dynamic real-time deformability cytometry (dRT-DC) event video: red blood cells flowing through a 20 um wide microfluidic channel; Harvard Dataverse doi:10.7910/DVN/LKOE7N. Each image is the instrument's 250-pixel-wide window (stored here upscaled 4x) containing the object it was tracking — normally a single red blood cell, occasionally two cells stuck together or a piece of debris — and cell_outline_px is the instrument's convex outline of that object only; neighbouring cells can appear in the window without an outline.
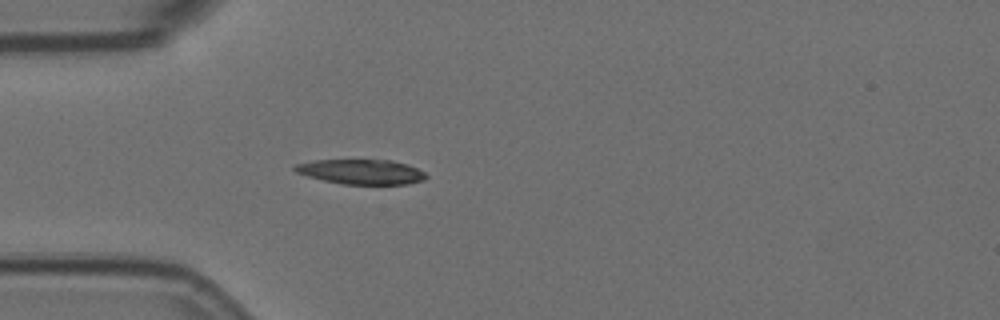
{"species": "Egyptian fruit bat (a non-hibernating species)", "species_latin": "Rousettus aegyptiacus", "temperature_condition": "room temperature", "stored_images_in_passage": 4, "camera_frame_rate_fps": 3000, "um_per_image_px": 0.085, "animal": {"sex": "female"}, "frame": {"image": 1, "passage_image": 4, "time_ms": 1.0, "image_size_px": [1000, 320], "cell_outline_px": [[428, 176], [424, 180], [408, 184], [344, 184], [324, 180], [308, 176], [296, 172], [292, 168], [296, 164], [312, 160], [392, 160], [408, 164], [424, 172]], "centroid_in_image_um": [30.72, 14.59], "position_along_channel_um": 54.3, "area_um2": 18.96}}